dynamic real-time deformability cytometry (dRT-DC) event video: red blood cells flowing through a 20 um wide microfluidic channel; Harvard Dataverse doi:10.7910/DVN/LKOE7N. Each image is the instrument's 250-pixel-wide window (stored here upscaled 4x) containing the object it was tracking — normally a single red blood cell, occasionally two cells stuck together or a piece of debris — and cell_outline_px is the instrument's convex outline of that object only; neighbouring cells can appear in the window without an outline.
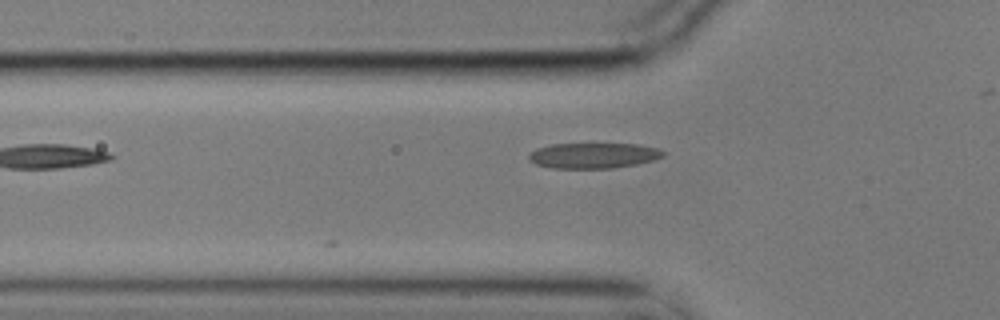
{"species": "common noctule bat (a hibernating species)", "species_latin": "Nyctalus noctula", "temperature_condition": "cold", "stored_images_in_passage": 7, "camera_frame_rate_fps": 3000, "um_per_image_px": 0.085, "animal": {"sex": "male", "body_mass_g": 17.9}, "frame": {"image": 1, "passage_image": 2, "time_ms": 0.333, "image_size_px": [1000, 320], "cell_outline_px": [[664, 156], [652, 160], [636, 164], [612, 168], [552, 168], [536, 164], [528, 160], [528, 156], [536, 148], [552, 144], [640, 144], [660, 148], [664, 152]], "centroid_in_image_um": [50.45, 13.21], "position_along_channel_um": 75.4, "area_um2": 19.94}}
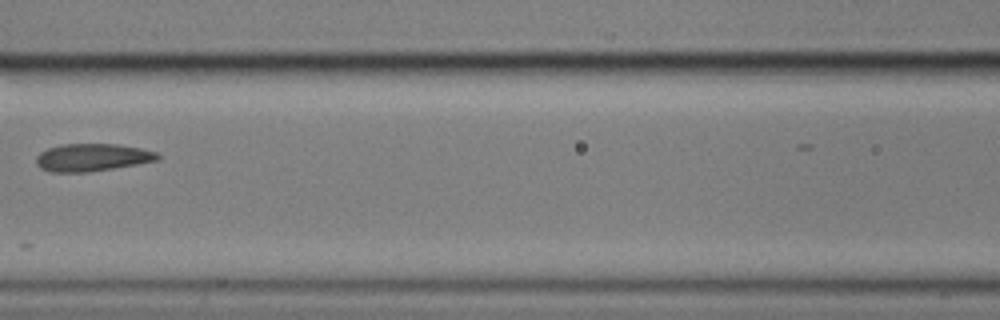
{"frame": {"image": 2, "passage_image": 4, "time_ms": 1.0, "image_size_px": [1000, 320], "cell_outline_px": [[160, 160], [88, 172], [52, 172], [40, 168], [36, 164], [36, 156], [40, 152], [48, 148], [60, 144], [116, 144], [140, 148], [156, 152], [160, 156]], "centroid_in_image_um": [7.81, 13.38], "position_along_channel_um": 158.8, "area_um2": 19.48}}
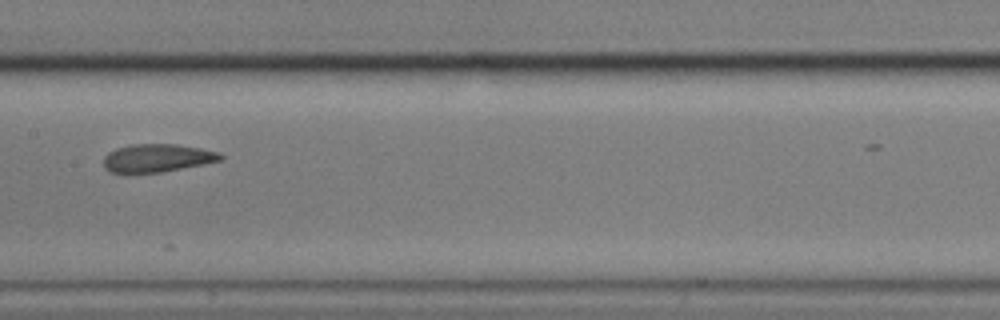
{"frame": {"image": 3, "passage_image": 5, "time_ms": 1.333, "image_size_px": [1000, 320], "cell_outline_px": [[224, 160], [204, 164], [160, 172], [108, 172], [104, 168], [104, 156], [108, 152], [116, 148], [132, 144], [176, 144], [200, 148], [220, 152], [224, 156]], "centroid_in_image_um": [13.39, 13.42], "position_along_channel_um": 194.0, "area_um2": 19.13}}